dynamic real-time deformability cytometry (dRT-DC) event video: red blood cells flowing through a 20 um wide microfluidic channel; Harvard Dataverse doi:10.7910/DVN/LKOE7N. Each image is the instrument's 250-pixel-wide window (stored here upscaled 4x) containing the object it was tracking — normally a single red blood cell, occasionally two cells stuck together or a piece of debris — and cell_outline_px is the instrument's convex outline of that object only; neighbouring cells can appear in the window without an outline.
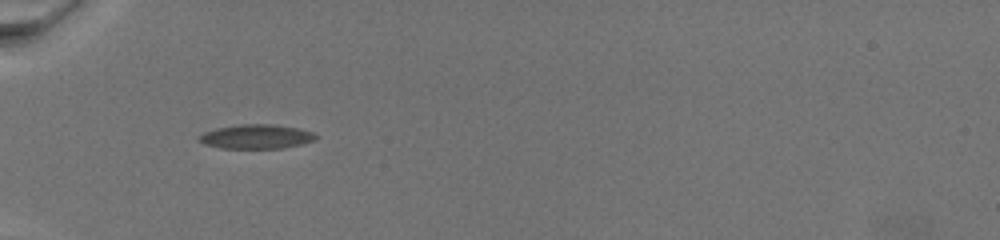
{"species": "common noctule bat (a hibernating species)", "species_latin": "Nyctalus noctula", "temperature_condition": "warm", "stored_images_in_passage": 51, "camera_frame_rate_fps": 3000, "um_per_image_px": 0.085, "animal": {"sex": "female", "body_mass_g": 19.5, "forearm_length_mm": 54.1}, "frame": {"image": 1, "passage_image": 1, "time_ms": 0.0, "image_size_px": [1000, 240], "cell_outline_px": [[320, 136], [316, 140], [284, 148], [220, 148], [204, 144], [196, 140], [196, 136], [204, 132], [216, 128], [236, 124], [272, 124], [300, 128], [312, 132]], "centroid_in_image_um": [21.77, 11.6], "position_along_channel_um": 63.2, "area_um2": 16.82}}
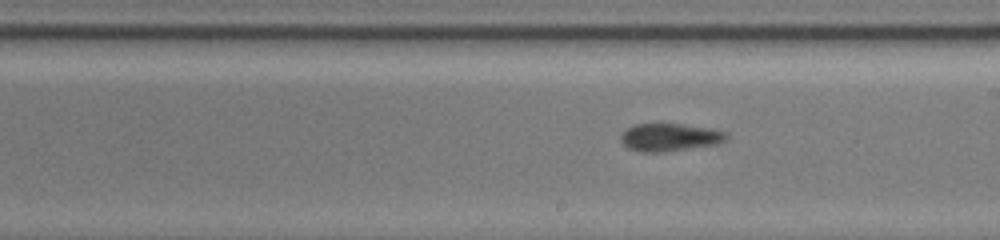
{"frame": {"image": 2, "passage_image": 23, "time_ms": 6.0, "image_size_px": [1000, 240], "cell_outline_px": [[728, 136], [724, 140], [716, 144], [664, 152], [640, 152], [628, 148], [620, 140], [620, 132], [636, 124], [680, 124], [708, 128], [728, 132]], "centroid_in_image_um": [56.89, 11.67], "position_along_channel_um": 232.1, "area_um2": 16.99}}
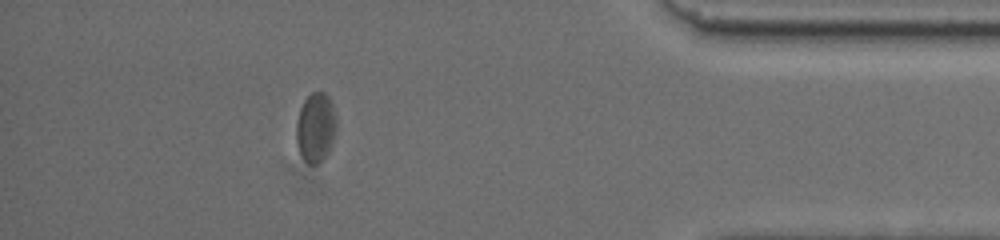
{"frame": {"image": 3, "passage_image": 43, "time_ms": 13.0, "image_size_px": [1000, 240], "cell_outline_px": [[336, 132], [328, 152], [324, 160], [320, 164], [308, 164], [300, 156], [296, 144], [296, 124], [300, 108], [304, 100], [312, 92], [324, 92], [328, 96], [332, 104], [336, 120]], "centroid_in_image_um": [26.82, 10.87], "position_along_channel_um": 408.4, "area_um2": 16.47}}